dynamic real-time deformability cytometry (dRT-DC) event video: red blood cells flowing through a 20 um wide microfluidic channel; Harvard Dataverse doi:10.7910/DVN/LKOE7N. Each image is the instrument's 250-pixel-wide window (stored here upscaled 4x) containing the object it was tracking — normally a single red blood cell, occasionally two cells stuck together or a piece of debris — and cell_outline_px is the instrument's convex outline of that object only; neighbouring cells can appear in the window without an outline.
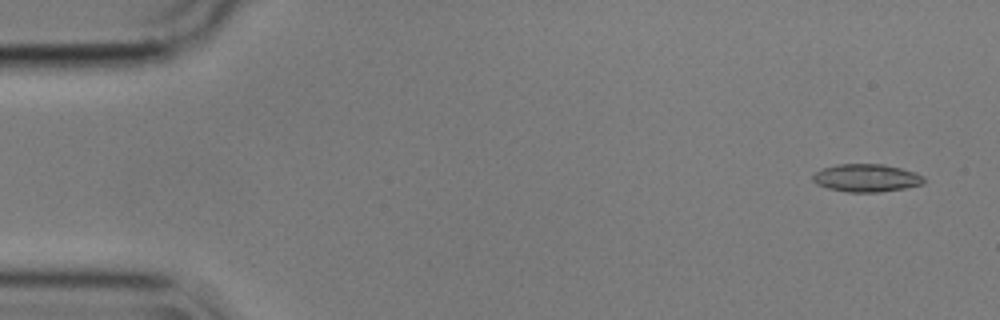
{"species": "common noctule bat (a hibernating species)", "species_latin": "Nyctalus noctula", "temperature_condition": "cold", "stored_images_in_passage": 56, "camera_frame_rate_fps": 3000, "um_per_image_px": 0.085, "animal": {"sex": "male", "body_mass_g": 17.9}, "frame": {"image": 1, "passage_image": 3, "time_ms": 0.667, "image_size_px": [1000, 320], "cell_outline_px": [[924, 184], [904, 188], [880, 192], [848, 192], [828, 188], [816, 184], [812, 180], [812, 176], [816, 172], [824, 168], [836, 164], [884, 164], [916, 172], [924, 176]], "centroid_in_image_um": [73.66, 15.12], "position_along_channel_um": 11.3, "area_um2": 18.03}}
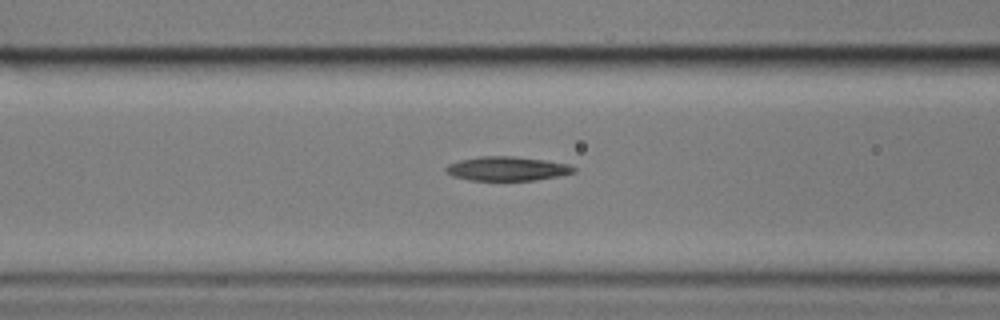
{"frame": {"image": 2, "passage_image": 22, "time_ms": 7.0, "image_size_px": [1000, 320], "cell_outline_px": [[576, 172], [560, 176], [536, 180], [468, 180], [452, 176], [444, 172], [444, 168], [448, 164], [460, 160], [480, 156], [512, 156], [544, 160], [568, 164], [576, 168]], "centroid_in_image_um": [43.08, 14.34], "position_along_channel_um": 123.5, "area_um2": 18.09}}
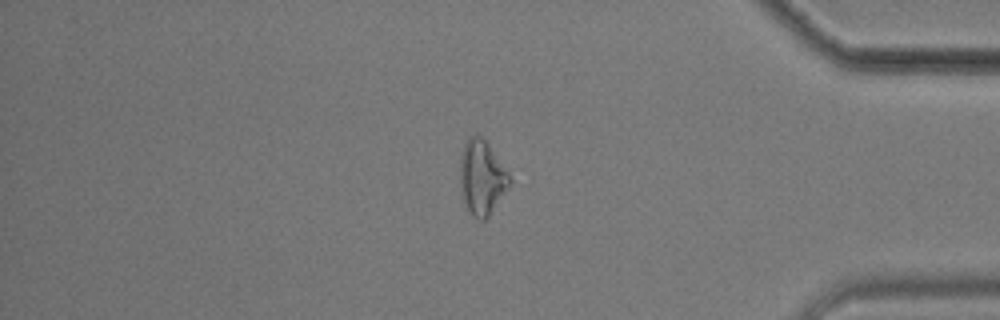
{"frame": {"image": 3, "passage_image": 47, "time_ms": 15.333, "image_size_px": [1000, 320], "cell_outline_px": [[512, 184], [488, 216], [484, 220], [476, 220], [468, 212], [464, 204], [460, 180], [460, 156], [464, 144], [468, 136], [480, 136], [488, 144], [508, 168], [512, 180]], "centroid_in_image_um": [40.98, 15.1], "position_along_channel_um": 394.2, "area_um2": 21.91}, "authors_computed_cell_mechanics": {"area_um2": 18.5827, "velocity_mm_per_s": 3.5948, "shape_relaxation_time_tau1_ms": null, "shape_relaxation_time_tau2_ms": 3.591, "deformation_change_tau1": null, "deformation_change_tau2": 0.1371}}